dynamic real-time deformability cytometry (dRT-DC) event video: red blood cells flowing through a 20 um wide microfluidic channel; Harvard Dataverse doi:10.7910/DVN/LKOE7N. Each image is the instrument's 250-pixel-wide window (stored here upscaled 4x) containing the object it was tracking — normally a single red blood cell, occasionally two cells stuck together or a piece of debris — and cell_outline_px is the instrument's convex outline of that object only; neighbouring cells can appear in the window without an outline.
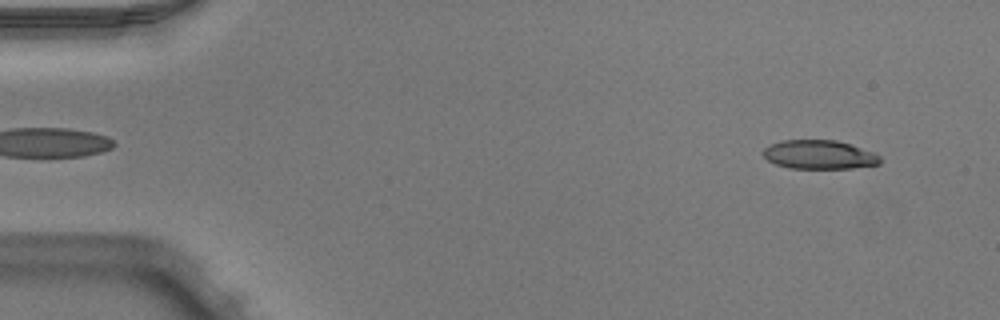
{"species": "Egyptian fruit bat (a non-hibernating species)", "species_latin": "Rousettus aegyptiacus", "temperature_condition": "warm", "stored_images_in_passage": 10, "camera_frame_rate_fps": 3000, "um_per_image_px": 0.085, "animal": {"sex": "male"}, "frame": {"image": 1, "passage_image": 1, "time_ms": 0.0, "image_size_px": [1000, 320], "cell_outline_px": [[880, 164], [852, 168], [788, 168], [776, 164], [768, 160], [764, 156], [764, 148], [780, 140], [836, 140], [872, 152], [880, 156]], "centroid_in_image_um": [69.62, 13.15], "position_along_channel_um": 15.4, "area_um2": 19.42}}